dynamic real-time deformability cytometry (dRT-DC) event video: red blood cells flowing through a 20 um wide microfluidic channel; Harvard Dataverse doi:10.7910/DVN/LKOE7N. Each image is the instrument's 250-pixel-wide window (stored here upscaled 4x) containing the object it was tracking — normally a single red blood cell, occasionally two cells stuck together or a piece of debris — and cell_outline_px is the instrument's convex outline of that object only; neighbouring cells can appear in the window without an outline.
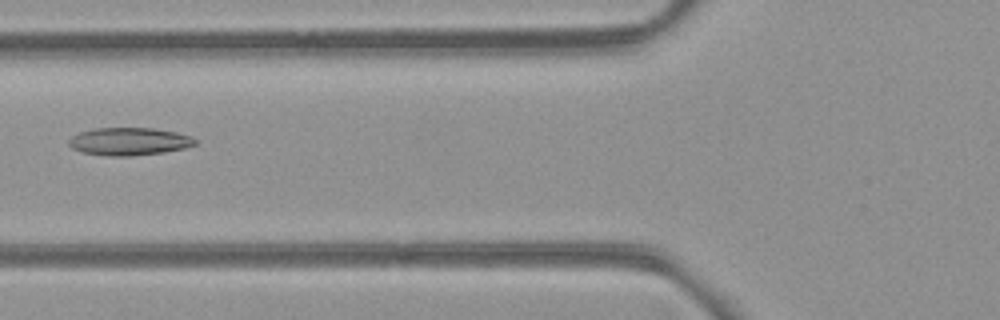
{"species": "common noctule bat (a hibernating species)", "species_latin": "Nyctalus noctula", "temperature_condition": "room temperature", "stored_images_in_passage": 6, "camera_frame_rate_fps": 3000, "um_per_image_px": 0.085, "animal": {"sex": "female", "body_mass_g": 21.9}, "frame": {"image": 1, "passage_image": 6, "time_ms": 5.667, "image_size_px": [1000, 320], "cell_outline_px": [[196, 144], [184, 148], [164, 152], [132, 156], [108, 156], [84, 152], [72, 148], [68, 144], [68, 140], [72, 136], [80, 132], [92, 128], [152, 128], [176, 132], [192, 136], [196, 140]], "centroid_in_image_um": [10.97, 12.02], "position_along_channel_um": 114.8, "area_um2": 20.4}}